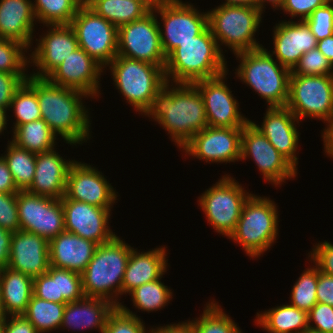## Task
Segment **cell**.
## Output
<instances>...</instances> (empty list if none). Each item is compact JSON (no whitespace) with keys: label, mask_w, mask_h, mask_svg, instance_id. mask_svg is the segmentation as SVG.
I'll return each instance as SVG.
<instances>
[{"label":"cell","mask_w":333,"mask_h":333,"mask_svg":"<svg viewBox=\"0 0 333 333\" xmlns=\"http://www.w3.org/2000/svg\"><path fill=\"white\" fill-rule=\"evenodd\" d=\"M25 82L36 92L41 118L56 135H61L71 145L82 144L89 139L91 123L88 109L81 101L88 94L31 74Z\"/></svg>","instance_id":"6da1fadb"},{"label":"cell","mask_w":333,"mask_h":333,"mask_svg":"<svg viewBox=\"0 0 333 333\" xmlns=\"http://www.w3.org/2000/svg\"><path fill=\"white\" fill-rule=\"evenodd\" d=\"M169 82L153 98L144 113L168 131L171 139L182 148L196 133L208 126L203 98L193 83Z\"/></svg>","instance_id":"7a4b0ae2"},{"label":"cell","mask_w":333,"mask_h":333,"mask_svg":"<svg viewBox=\"0 0 333 333\" xmlns=\"http://www.w3.org/2000/svg\"><path fill=\"white\" fill-rule=\"evenodd\" d=\"M209 27L193 40L179 44L166 58V81L194 83L227 72L225 57Z\"/></svg>","instance_id":"3957f363"},{"label":"cell","mask_w":333,"mask_h":333,"mask_svg":"<svg viewBox=\"0 0 333 333\" xmlns=\"http://www.w3.org/2000/svg\"><path fill=\"white\" fill-rule=\"evenodd\" d=\"M132 249L117 235L96 247L81 274L85 297L105 299L119 307L121 303L116 296L122 295L124 272Z\"/></svg>","instance_id":"277c9868"},{"label":"cell","mask_w":333,"mask_h":333,"mask_svg":"<svg viewBox=\"0 0 333 333\" xmlns=\"http://www.w3.org/2000/svg\"><path fill=\"white\" fill-rule=\"evenodd\" d=\"M240 65L235 74L253 88L268 107H284L289 99V77L291 70L274 61L270 51L262 47L235 54Z\"/></svg>","instance_id":"5b68a950"},{"label":"cell","mask_w":333,"mask_h":333,"mask_svg":"<svg viewBox=\"0 0 333 333\" xmlns=\"http://www.w3.org/2000/svg\"><path fill=\"white\" fill-rule=\"evenodd\" d=\"M108 65L117 89L142 114L167 82L164 69L149 62L116 56Z\"/></svg>","instance_id":"8992f818"},{"label":"cell","mask_w":333,"mask_h":333,"mask_svg":"<svg viewBox=\"0 0 333 333\" xmlns=\"http://www.w3.org/2000/svg\"><path fill=\"white\" fill-rule=\"evenodd\" d=\"M274 201L251 194L244 203L235 231L230 235L251 258L267 251L278 235V212Z\"/></svg>","instance_id":"52a82bcc"},{"label":"cell","mask_w":333,"mask_h":333,"mask_svg":"<svg viewBox=\"0 0 333 333\" xmlns=\"http://www.w3.org/2000/svg\"><path fill=\"white\" fill-rule=\"evenodd\" d=\"M208 14V27L217 41L231 48L234 54L262 48L254 39L260 27L262 12L253 7L220 5ZM220 41V42H219Z\"/></svg>","instance_id":"ba28073f"},{"label":"cell","mask_w":333,"mask_h":333,"mask_svg":"<svg viewBox=\"0 0 333 333\" xmlns=\"http://www.w3.org/2000/svg\"><path fill=\"white\" fill-rule=\"evenodd\" d=\"M286 107L298 120L318 118L330 124L333 121V74H290Z\"/></svg>","instance_id":"9c48e42d"},{"label":"cell","mask_w":333,"mask_h":333,"mask_svg":"<svg viewBox=\"0 0 333 333\" xmlns=\"http://www.w3.org/2000/svg\"><path fill=\"white\" fill-rule=\"evenodd\" d=\"M245 192L239 183L226 175L200 196V207L216 232L230 237L235 231L244 203L251 195Z\"/></svg>","instance_id":"30bf717a"},{"label":"cell","mask_w":333,"mask_h":333,"mask_svg":"<svg viewBox=\"0 0 333 333\" xmlns=\"http://www.w3.org/2000/svg\"><path fill=\"white\" fill-rule=\"evenodd\" d=\"M78 46L103 68L117 56L118 28L83 3L72 19Z\"/></svg>","instance_id":"8fae6325"},{"label":"cell","mask_w":333,"mask_h":333,"mask_svg":"<svg viewBox=\"0 0 333 333\" xmlns=\"http://www.w3.org/2000/svg\"><path fill=\"white\" fill-rule=\"evenodd\" d=\"M153 10L164 22L165 29L160 28V39L166 57L179 44L193 40L208 27L206 12L200 13L193 5L180 0H157Z\"/></svg>","instance_id":"7c38bea8"},{"label":"cell","mask_w":333,"mask_h":333,"mask_svg":"<svg viewBox=\"0 0 333 333\" xmlns=\"http://www.w3.org/2000/svg\"><path fill=\"white\" fill-rule=\"evenodd\" d=\"M150 10L142 18L118 28L117 56L141 60L165 68L166 56L160 39V22Z\"/></svg>","instance_id":"4fadbf2b"},{"label":"cell","mask_w":333,"mask_h":333,"mask_svg":"<svg viewBox=\"0 0 333 333\" xmlns=\"http://www.w3.org/2000/svg\"><path fill=\"white\" fill-rule=\"evenodd\" d=\"M20 230L37 234L50 241L65 231L61 199L17 192Z\"/></svg>","instance_id":"5bb4252c"},{"label":"cell","mask_w":333,"mask_h":333,"mask_svg":"<svg viewBox=\"0 0 333 333\" xmlns=\"http://www.w3.org/2000/svg\"><path fill=\"white\" fill-rule=\"evenodd\" d=\"M253 158L265 180L280 185L294 178L297 169L249 121L242 130L240 159Z\"/></svg>","instance_id":"9a60e30c"},{"label":"cell","mask_w":333,"mask_h":333,"mask_svg":"<svg viewBox=\"0 0 333 333\" xmlns=\"http://www.w3.org/2000/svg\"><path fill=\"white\" fill-rule=\"evenodd\" d=\"M243 127H210L196 133L182 148L186 155L206 162H235L241 155Z\"/></svg>","instance_id":"2e32d148"},{"label":"cell","mask_w":333,"mask_h":333,"mask_svg":"<svg viewBox=\"0 0 333 333\" xmlns=\"http://www.w3.org/2000/svg\"><path fill=\"white\" fill-rule=\"evenodd\" d=\"M228 72L210 79L195 81L205 106V113L210 127H244L250 120L239 112V103L234 99L225 84Z\"/></svg>","instance_id":"e0dca14e"},{"label":"cell","mask_w":333,"mask_h":333,"mask_svg":"<svg viewBox=\"0 0 333 333\" xmlns=\"http://www.w3.org/2000/svg\"><path fill=\"white\" fill-rule=\"evenodd\" d=\"M65 231L71 232L97 245L109 242L116 235L108 227L111 208L97 207L85 202L61 198Z\"/></svg>","instance_id":"ac0fdd59"},{"label":"cell","mask_w":333,"mask_h":333,"mask_svg":"<svg viewBox=\"0 0 333 333\" xmlns=\"http://www.w3.org/2000/svg\"><path fill=\"white\" fill-rule=\"evenodd\" d=\"M64 196L102 208H112L117 200L114 188L100 171L77 161L69 168Z\"/></svg>","instance_id":"d6986e66"},{"label":"cell","mask_w":333,"mask_h":333,"mask_svg":"<svg viewBox=\"0 0 333 333\" xmlns=\"http://www.w3.org/2000/svg\"><path fill=\"white\" fill-rule=\"evenodd\" d=\"M103 67L82 48L69 54L46 78L53 84L80 90L89 97L98 96Z\"/></svg>","instance_id":"ffe728a7"},{"label":"cell","mask_w":333,"mask_h":333,"mask_svg":"<svg viewBox=\"0 0 333 333\" xmlns=\"http://www.w3.org/2000/svg\"><path fill=\"white\" fill-rule=\"evenodd\" d=\"M50 31L38 41L37 48L30 55L38 68L32 76L46 78L65 58L79 46L74 29L70 25H50Z\"/></svg>","instance_id":"44dd1931"},{"label":"cell","mask_w":333,"mask_h":333,"mask_svg":"<svg viewBox=\"0 0 333 333\" xmlns=\"http://www.w3.org/2000/svg\"><path fill=\"white\" fill-rule=\"evenodd\" d=\"M7 266L32 278L46 273L50 267L49 241L26 231L13 232Z\"/></svg>","instance_id":"7402d4cb"},{"label":"cell","mask_w":333,"mask_h":333,"mask_svg":"<svg viewBox=\"0 0 333 333\" xmlns=\"http://www.w3.org/2000/svg\"><path fill=\"white\" fill-rule=\"evenodd\" d=\"M299 120L286 107H268L261 127L250 122L259 130L275 149L283 155L296 169L298 158L299 132L294 122Z\"/></svg>","instance_id":"603a6c76"},{"label":"cell","mask_w":333,"mask_h":333,"mask_svg":"<svg viewBox=\"0 0 333 333\" xmlns=\"http://www.w3.org/2000/svg\"><path fill=\"white\" fill-rule=\"evenodd\" d=\"M274 51L278 62L292 70L300 57L317 46V39L306 21H282L274 27Z\"/></svg>","instance_id":"cb8c5ba5"},{"label":"cell","mask_w":333,"mask_h":333,"mask_svg":"<svg viewBox=\"0 0 333 333\" xmlns=\"http://www.w3.org/2000/svg\"><path fill=\"white\" fill-rule=\"evenodd\" d=\"M75 160H65L54 149L36 154L34 179L29 193L61 199L65 194L67 175Z\"/></svg>","instance_id":"d4e9b609"},{"label":"cell","mask_w":333,"mask_h":333,"mask_svg":"<svg viewBox=\"0 0 333 333\" xmlns=\"http://www.w3.org/2000/svg\"><path fill=\"white\" fill-rule=\"evenodd\" d=\"M98 245L68 231L49 241L50 266L82 274Z\"/></svg>","instance_id":"484cf974"},{"label":"cell","mask_w":333,"mask_h":333,"mask_svg":"<svg viewBox=\"0 0 333 333\" xmlns=\"http://www.w3.org/2000/svg\"><path fill=\"white\" fill-rule=\"evenodd\" d=\"M35 15L30 0L0 1V37L31 47Z\"/></svg>","instance_id":"4316f807"},{"label":"cell","mask_w":333,"mask_h":333,"mask_svg":"<svg viewBox=\"0 0 333 333\" xmlns=\"http://www.w3.org/2000/svg\"><path fill=\"white\" fill-rule=\"evenodd\" d=\"M165 251V246L141 253L134 248L131 250L124 272L122 295L130 293L142 284L162 278L167 269Z\"/></svg>","instance_id":"83f0119b"},{"label":"cell","mask_w":333,"mask_h":333,"mask_svg":"<svg viewBox=\"0 0 333 333\" xmlns=\"http://www.w3.org/2000/svg\"><path fill=\"white\" fill-rule=\"evenodd\" d=\"M115 305L108 300L84 297L81 300L68 302L65 305L63 322L60 328L87 329L98 328L104 332L109 314Z\"/></svg>","instance_id":"f1b7e54d"},{"label":"cell","mask_w":333,"mask_h":333,"mask_svg":"<svg viewBox=\"0 0 333 333\" xmlns=\"http://www.w3.org/2000/svg\"><path fill=\"white\" fill-rule=\"evenodd\" d=\"M3 315H21L33 295V278L8 266L0 270Z\"/></svg>","instance_id":"f546056e"},{"label":"cell","mask_w":333,"mask_h":333,"mask_svg":"<svg viewBox=\"0 0 333 333\" xmlns=\"http://www.w3.org/2000/svg\"><path fill=\"white\" fill-rule=\"evenodd\" d=\"M84 3L96 14L119 28L122 25L142 18L154 8L156 2H139L133 0H84Z\"/></svg>","instance_id":"4dcf8cb0"},{"label":"cell","mask_w":333,"mask_h":333,"mask_svg":"<svg viewBox=\"0 0 333 333\" xmlns=\"http://www.w3.org/2000/svg\"><path fill=\"white\" fill-rule=\"evenodd\" d=\"M255 320L258 326L270 333H302L309 328L308 312L291 304L257 313Z\"/></svg>","instance_id":"1f68e13d"},{"label":"cell","mask_w":333,"mask_h":333,"mask_svg":"<svg viewBox=\"0 0 333 333\" xmlns=\"http://www.w3.org/2000/svg\"><path fill=\"white\" fill-rule=\"evenodd\" d=\"M12 142L33 153H41L55 149L56 134L41 118L17 126L13 129Z\"/></svg>","instance_id":"d6a6232c"},{"label":"cell","mask_w":333,"mask_h":333,"mask_svg":"<svg viewBox=\"0 0 333 333\" xmlns=\"http://www.w3.org/2000/svg\"><path fill=\"white\" fill-rule=\"evenodd\" d=\"M6 162L19 191H26L33 182L36 153L29 152L9 141L7 153L1 156Z\"/></svg>","instance_id":"836d02e7"},{"label":"cell","mask_w":333,"mask_h":333,"mask_svg":"<svg viewBox=\"0 0 333 333\" xmlns=\"http://www.w3.org/2000/svg\"><path fill=\"white\" fill-rule=\"evenodd\" d=\"M65 305L32 295L23 315L34 325L38 333H45L61 327Z\"/></svg>","instance_id":"e575fe53"},{"label":"cell","mask_w":333,"mask_h":333,"mask_svg":"<svg viewBox=\"0 0 333 333\" xmlns=\"http://www.w3.org/2000/svg\"><path fill=\"white\" fill-rule=\"evenodd\" d=\"M34 2L32 5L35 18L49 27L70 25L84 0H35Z\"/></svg>","instance_id":"d590c367"},{"label":"cell","mask_w":333,"mask_h":333,"mask_svg":"<svg viewBox=\"0 0 333 333\" xmlns=\"http://www.w3.org/2000/svg\"><path fill=\"white\" fill-rule=\"evenodd\" d=\"M214 301L206 304L200 318L189 322L194 333H242L237 324Z\"/></svg>","instance_id":"8d00e7d4"},{"label":"cell","mask_w":333,"mask_h":333,"mask_svg":"<svg viewBox=\"0 0 333 333\" xmlns=\"http://www.w3.org/2000/svg\"><path fill=\"white\" fill-rule=\"evenodd\" d=\"M160 280L161 278L142 284L129 293L136 308L148 312L157 311L169 303L172 292Z\"/></svg>","instance_id":"74e56055"},{"label":"cell","mask_w":333,"mask_h":333,"mask_svg":"<svg viewBox=\"0 0 333 333\" xmlns=\"http://www.w3.org/2000/svg\"><path fill=\"white\" fill-rule=\"evenodd\" d=\"M13 108L16 122L14 129L22 124L41 119V111L36 92L26 83L15 91L9 109Z\"/></svg>","instance_id":"f35d334b"},{"label":"cell","mask_w":333,"mask_h":333,"mask_svg":"<svg viewBox=\"0 0 333 333\" xmlns=\"http://www.w3.org/2000/svg\"><path fill=\"white\" fill-rule=\"evenodd\" d=\"M318 267H310L304 270L291 292V305L309 312L317 303Z\"/></svg>","instance_id":"ab89813d"},{"label":"cell","mask_w":333,"mask_h":333,"mask_svg":"<svg viewBox=\"0 0 333 333\" xmlns=\"http://www.w3.org/2000/svg\"><path fill=\"white\" fill-rule=\"evenodd\" d=\"M27 49L24 44L0 37V72L25 74V67L32 63L24 53Z\"/></svg>","instance_id":"60d3db41"},{"label":"cell","mask_w":333,"mask_h":333,"mask_svg":"<svg viewBox=\"0 0 333 333\" xmlns=\"http://www.w3.org/2000/svg\"><path fill=\"white\" fill-rule=\"evenodd\" d=\"M144 324L136 314L120 304L109 314L103 333H146Z\"/></svg>","instance_id":"b9f144b4"},{"label":"cell","mask_w":333,"mask_h":333,"mask_svg":"<svg viewBox=\"0 0 333 333\" xmlns=\"http://www.w3.org/2000/svg\"><path fill=\"white\" fill-rule=\"evenodd\" d=\"M333 65L316 47L305 52L299 62L291 70L297 75H329L333 74Z\"/></svg>","instance_id":"7bdbcfd3"},{"label":"cell","mask_w":333,"mask_h":333,"mask_svg":"<svg viewBox=\"0 0 333 333\" xmlns=\"http://www.w3.org/2000/svg\"><path fill=\"white\" fill-rule=\"evenodd\" d=\"M59 303L66 304L85 297L82 276L67 269L58 268Z\"/></svg>","instance_id":"ee69618b"},{"label":"cell","mask_w":333,"mask_h":333,"mask_svg":"<svg viewBox=\"0 0 333 333\" xmlns=\"http://www.w3.org/2000/svg\"><path fill=\"white\" fill-rule=\"evenodd\" d=\"M311 32L320 41L333 35V4L326 3L324 6L315 9L305 20Z\"/></svg>","instance_id":"f6af8a7d"},{"label":"cell","mask_w":333,"mask_h":333,"mask_svg":"<svg viewBox=\"0 0 333 333\" xmlns=\"http://www.w3.org/2000/svg\"><path fill=\"white\" fill-rule=\"evenodd\" d=\"M33 295L59 303L58 268L50 266L46 273L33 278Z\"/></svg>","instance_id":"bcb514c9"},{"label":"cell","mask_w":333,"mask_h":333,"mask_svg":"<svg viewBox=\"0 0 333 333\" xmlns=\"http://www.w3.org/2000/svg\"><path fill=\"white\" fill-rule=\"evenodd\" d=\"M0 227L12 233L20 230L17 193L0 192Z\"/></svg>","instance_id":"7dc6e473"},{"label":"cell","mask_w":333,"mask_h":333,"mask_svg":"<svg viewBox=\"0 0 333 333\" xmlns=\"http://www.w3.org/2000/svg\"><path fill=\"white\" fill-rule=\"evenodd\" d=\"M311 322L315 325H310ZM308 325L319 332L333 333V307L317 302L308 312Z\"/></svg>","instance_id":"c3c4849f"},{"label":"cell","mask_w":333,"mask_h":333,"mask_svg":"<svg viewBox=\"0 0 333 333\" xmlns=\"http://www.w3.org/2000/svg\"><path fill=\"white\" fill-rule=\"evenodd\" d=\"M27 74L0 72V108L9 110L15 91L27 80Z\"/></svg>","instance_id":"681fc988"},{"label":"cell","mask_w":333,"mask_h":333,"mask_svg":"<svg viewBox=\"0 0 333 333\" xmlns=\"http://www.w3.org/2000/svg\"><path fill=\"white\" fill-rule=\"evenodd\" d=\"M327 2L325 0H284L281 10L293 17L301 16L299 20L305 21L312 12L322 7Z\"/></svg>","instance_id":"f907efd6"},{"label":"cell","mask_w":333,"mask_h":333,"mask_svg":"<svg viewBox=\"0 0 333 333\" xmlns=\"http://www.w3.org/2000/svg\"><path fill=\"white\" fill-rule=\"evenodd\" d=\"M311 260L314 261L319 271L333 276V244L325 241L315 245L312 249Z\"/></svg>","instance_id":"816d5d0a"},{"label":"cell","mask_w":333,"mask_h":333,"mask_svg":"<svg viewBox=\"0 0 333 333\" xmlns=\"http://www.w3.org/2000/svg\"><path fill=\"white\" fill-rule=\"evenodd\" d=\"M317 302L333 307V276L318 269V283L316 290Z\"/></svg>","instance_id":"f5cc1de1"},{"label":"cell","mask_w":333,"mask_h":333,"mask_svg":"<svg viewBox=\"0 0 333 333\" xmlns=\"http://www.w3.org/2000/svg\"><path fill=\"white\" fill-rule=\"evenodd\" d=\"M4 316V333H38L32 323L23 315ZM8 321V322H7Z\"/></svg>","instance_id":"db71d44e"},{"label":"cell","mask_w":333,"mask_h":333,"mask_svg":"<svg viewBox=\"0 0 333 333\" xmlns=\"http://www.w3.org/2000/svg\"><path fill=\"white\" fill-rule=\"evenodd\" d=\"M17 189L13 176L4 161L0 156V192L1 193H17Z\"/></svg>","instance_id":"11a10c76"},{"label":"cell","mask_w":333,"mask_h":333,"mask_svg":"<svg viewBox=\"0 0 333 333\" xmlns=\"http://www.w3.org/2000/svg\"><path fill=\"white\" fill-rule=\"evenodd\" d=\"M13 233L0 227V270L7 267Z\"/></svg>","instance_id":"9f6ffc18"},{"label":"cell","mask_w":333,"mask_h":333,"mask_svg":"<svg viewBox=\"0 0 333 333\" xmlns=\"http://www.w3.org/2000/svg\"><path fill=\"white\" fill-rule=\"evenodd\" d=\"M151 333H194L192 324L188 322H182L179 324H168L166 326L151 328Z\"/></svg>","instance_id":"6f0895ef"},{"label":"cell","mask_w":333,"mask_h":333,"mask_svg":"<svg viewBox=\"0 0 333 333\" xmlns=\"http://www.w3.org/2000/svg\"><path fill=\"white\" fill-rule=\"evenodd\" d=\"M316 47L333 65V35L317 41Z\"/></svg>","instance_id":"680465c9"},{"label":"cell","mask_w":333,"mask_h":333,"mask_svg":"<svg viewBox=\"0 0 333 333\" xmlns=\"http://www.w3.org/2000/svg\"><path fill=\"white\" fill-rule=\"evenodd\" d=\"M322 134L325 153L333 158V121L328 124Z\"/></svg>","instance_id":"91938a15"},{"label":"cell","mask_w":333,"mask_h":333,"mask_svg":"<svg viewBox=\"0 0 333 333\" xmlns=\"http://www.w3.org/2000/svg\"><path fill=\"white\" fill-rule=\"evenodd\" d=\"M222 5L248 6L258 9V0H226Z\"/></svg>","instance_id":"94428289"},{"label":"cell","mask_w":333,"mask_h":333,"mask_svg":"<svg viewBox=\"0 0 333 333\" xmlns=\"http://www.w3.org/2000/svg\"><path fill=\"white\" fill-rule=\"evenodd\" d=\"M269 2L273 8H282L284 0H258V9L263 13L264 10V3Z\"/></svg>","instance_id":"6125c7cd"},{"label":"cell","mask_w":333,"mask_h":333,"mask_svg":"<svg viewBox=\"0 0 333 333\" xmlns=\"http://www.w3.org/2000/svg\"><path fill=\"white\" fill-rule=\"evenodd\" d=\"M6 111L7 110L0 108V134L5 130L7 125Z\"/></svg>","instance_id":"be15d7a7"},{"label":"cell","mask_w":333,"mask_h":333,"mask_svg":"<svg viewBox=\"0 0 333 333\" xmlns=\"http://www.w3.org/2000/svg\"><path fill=\"white\" fill-rule=\"evenodd\" d=\"M0 333H4V316H0Z\"/></svg>","instance_id":"e7e4bbea"},{"label":"cell","mask_w":333,"mask_h":333,"mask_svg":"<svg viewBox=\"0 0 333 333\" xmlns=\"http://www.w3.org/2000/svg\"><path fill=\"white\" fill-rule=\"evenodd\" d=\"M302 333H326V332H319L310 328H307L306 330H304Z\"/></svg>","instance_id":"03108f58"},{"label":"cell","mask_w":333,"mask_h":333,"mask_svg":"<svg viewBox=\"0 0 333 333\" xmlns=\"http://www.w3.org/2000/svg\"><path fill=\"white\" fill-rule=\"evenodd\" d=\"M0 316H4L3 315L2 301H1V286H0Z\"/></svg>","instance_id":"003e7915"},{"label":"cell","mask_w":333,"mask_h":333,"mask_svg":"<svg viewBox=\"0 0 333 333\" xmlns=\"http://www.w3.org/2000/svg\"><path fill=\"white\" fill-rule=\"evenodd\" d=\"M133 1H139V2H156L157 0H133Z\"/></svg>","instance_id":"a7ac6f4b"},{"label":"cell","mask_w":333,"mask_h":333,"mask_svg":"<svg viewBox=\"0 0 333 333\" xmlns=\"http://www.w3.org/2000/svg\"><path fill=\"white\" fill-rule=\"evenodd\" d=\"M327 3H331L333 2V0H325Z\"/></svg>","instance_id":"89a4df30"}]
</instances>
